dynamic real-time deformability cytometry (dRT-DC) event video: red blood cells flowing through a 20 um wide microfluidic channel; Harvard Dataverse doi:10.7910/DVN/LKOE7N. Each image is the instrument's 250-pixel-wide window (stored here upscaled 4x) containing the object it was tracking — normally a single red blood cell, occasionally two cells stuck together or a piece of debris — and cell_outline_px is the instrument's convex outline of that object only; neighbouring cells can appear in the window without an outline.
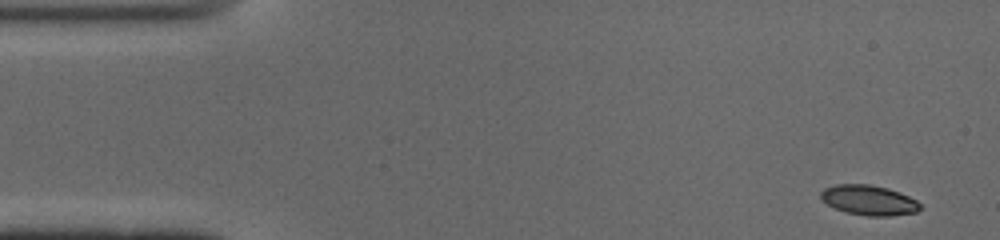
{"species": "common noctule bat (a hibernating species)", "species_latin": "Nyctalus noctula", "temperature_condition": "cold", "stored_images_in_passage": 13, "camera_frame_rate_fps": 3000, "um_per_image_px": 0.085, "animal": {"sex": "male", "body_mass_g": 19.0, "forearm_length_mm": 50.8}, "frame": {"image": 1, "passage_image": 1, "time_ms": 0.0, "image_size_px": [1000, 240], "cell_outline_px": [[920, 208], [916, 212], [892, 216], [868, 216], [844, 212], [828, 204], [820, 196], [820, 192], [824, 188], [836, 184], [868, 184], [888, 188], [900, 192], [916, 200], [920, 204]], "centroid_in_image_um": [73.86, 17.01], "position_along_channel_um": 11.1, "area_um2": 17.34}}